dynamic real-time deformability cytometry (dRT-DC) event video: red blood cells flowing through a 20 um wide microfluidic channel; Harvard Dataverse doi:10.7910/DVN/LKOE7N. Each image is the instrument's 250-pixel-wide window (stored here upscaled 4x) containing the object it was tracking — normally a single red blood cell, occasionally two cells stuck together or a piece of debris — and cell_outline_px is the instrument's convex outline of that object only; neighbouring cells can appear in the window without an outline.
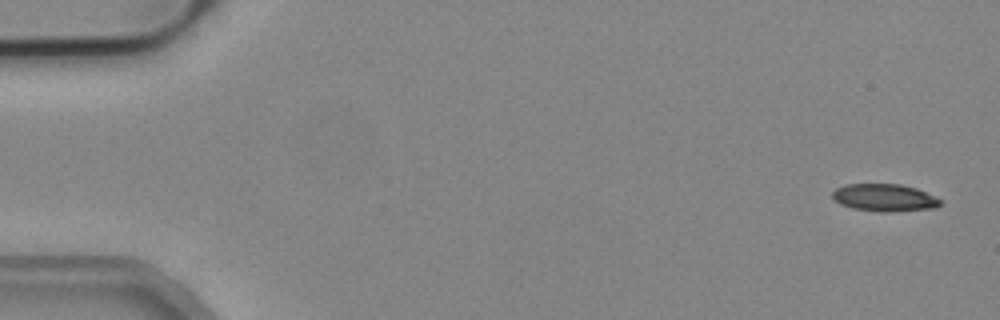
{"species": "common noctule bat (a hibernating species)", "species_latin": "Nyctalus noctula", "temperature_condition": "cold", "stored_images_in_passage": 4, "camera_frame_rate_fps": 3000, "um_per_image_px": 0.085, "animal": {"sex": "male", "body_mass_g": 19.2, "forearm_length_mm": 51.8}, "frame": {"image": 1, "passage_image": 1, "time_ms": 0.0, "image_size_px": [1000, 320], "cell_outline_px": [[940, 204], [936, 208], [884, 212], [852, 208], [840, 204], [832, 196], [832, 192], [836, 188], [848, 184], [900, 184], [916, 188], [940, 200]], "centroid_in_image_um": [75.15, 16.8], "position_along_channel_um": 9.9, "area_um2": 16.94}}
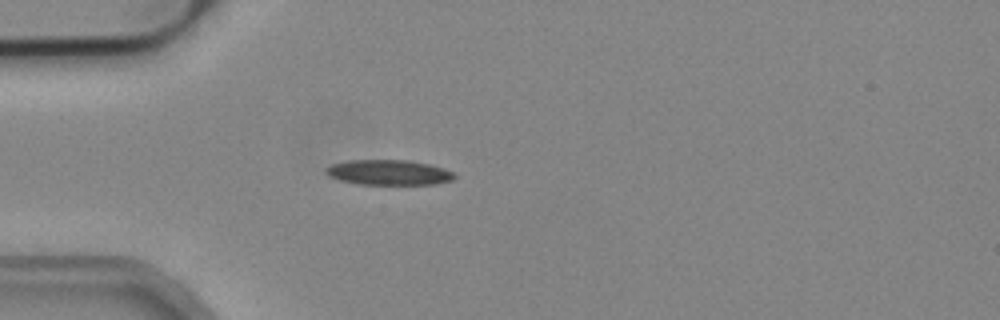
{"frame": {"image": 2, "passage_image": 4, "time_ms": 1.0, "image_size_px": [1000, 320], "cell_outline_px": [[456, 176], [452, 180], [436, 184], [360, 184], [340, 180], [328, 176], [324, 172], [324, 168], [332, 164], [348, 160], [408, 160], [428, 164], [444, 168], [452, 172]], "centroid_in_image_um": [33.01, 14.65], "position_along_channel_um": 52.0, "area_um2": 18.84}}